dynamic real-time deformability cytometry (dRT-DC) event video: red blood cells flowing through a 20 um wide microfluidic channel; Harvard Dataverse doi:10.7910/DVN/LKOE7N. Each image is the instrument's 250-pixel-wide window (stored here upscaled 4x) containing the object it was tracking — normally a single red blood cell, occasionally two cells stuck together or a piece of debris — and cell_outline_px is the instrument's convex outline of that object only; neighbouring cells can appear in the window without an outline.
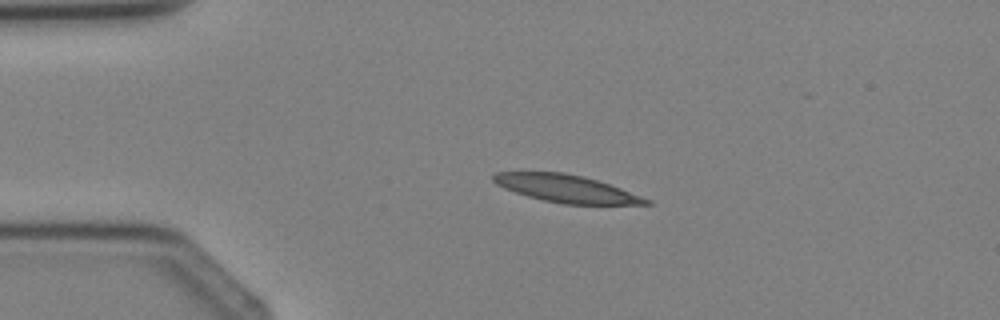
{"species": "Egyptian fruit bat (a non-hibernating species)", "species_latin": "Rousettus aegyptiacus", "temperature_condition": "cold", "stored_images_in_passage": 2, "camera_frame_rate_fps": 3000, "um_per_image_px": 0.085, "animal": {"sex": "female"}, "frame": {"image": 1, "passage_image": 1, "time_ms": 0.0, "image_size_px": [1000, 320], "cell_outline_px": [[652, 204], [564, 204], [544, 200], [528, 196], [504, 188], [496, 184], [492, 180], [492, 176], [496, 172], [564, 172], [584, 176], [620, 188], [652, 200]], "centroid_in_image_um": [48.12, 16.02], "position_along_channel_um": 36.9, "area_um2": 24.22}}